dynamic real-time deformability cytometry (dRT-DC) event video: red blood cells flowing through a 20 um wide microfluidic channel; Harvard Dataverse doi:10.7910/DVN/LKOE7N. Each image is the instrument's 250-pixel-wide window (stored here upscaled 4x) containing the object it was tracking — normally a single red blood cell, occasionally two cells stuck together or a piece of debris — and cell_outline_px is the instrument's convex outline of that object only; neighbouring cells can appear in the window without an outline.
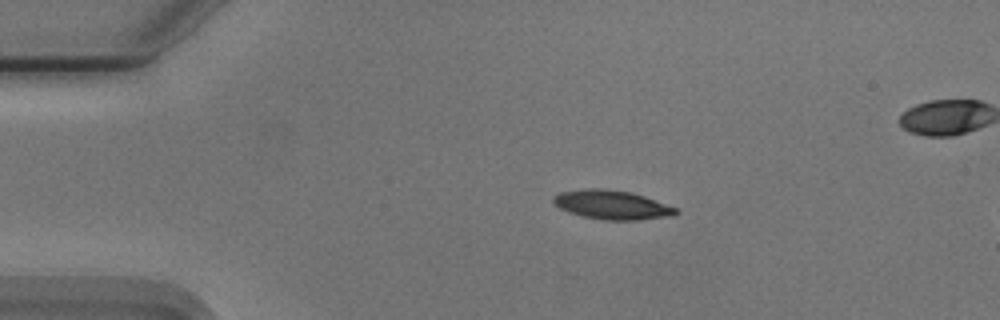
{"species": "Egyptian fruit bat (a non-hibernating species)", "species_latin": "Rousettus aegyptiacus", "temperature_condition": "cold", "stored_images_in_passage": 16, "camera_frame_rate_fps": 3000, "um_per_image_px": 0.085, "animal": {"sex": "male"}, "frame": {"image": 1, "passage_image": 10, "time_ms": 3.0, "image_size_px": [1000, 320], "cell_outline_px": [[680, 212], [672, 216], [636, 220], [600, 220], [568, 212], [552, 204], [552, 196], [560, 192], [588, 188], [608, 188], [632, 192], [644, 196], [676, 208]], "centroid_in_image_um": [51.98, 17.4], "position_along_channel_um": 33.0, "area_um2": 20.92}}